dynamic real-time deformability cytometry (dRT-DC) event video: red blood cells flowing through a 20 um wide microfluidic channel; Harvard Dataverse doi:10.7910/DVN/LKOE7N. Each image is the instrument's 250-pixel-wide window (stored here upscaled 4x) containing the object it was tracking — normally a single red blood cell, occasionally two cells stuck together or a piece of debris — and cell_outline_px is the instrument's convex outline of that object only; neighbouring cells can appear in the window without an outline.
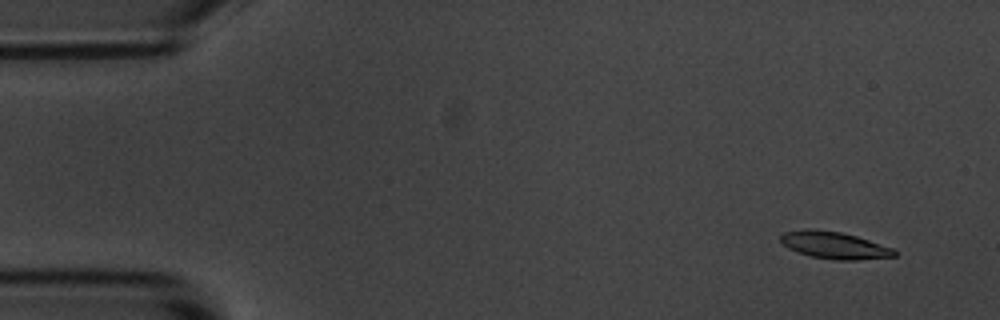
{"species": "common noctule bat (a hibernating species)", "species_latin": "Nyctalus noctula", "temperature_condition": "room temperature", "stored_images_in_passage": 4, "camera_frame_rate_fps": 3000, "um_per_image_px": 0.085, "animal": {"sex": "male", "body_mass_g": 20.1, "forearm_length_mm": 53.5}, "frame": {"image": 1, "passage_image": 1, "time_ms": 0.0, "image_size_px": [1000, 320], "cell_outline_px": [[896, 256], [856, 260], [836, 260], [812, 256], [788, 248], [780, 240], [780, 236], [784, 232], [804, 228], [812, 228], [840, 232], [856, 236], [892, 248], [896, 252]], "centroid_in_image_um": [70.89, 20.83], "position_along_channel_um": 14.1, "area_um2": 17.74}}
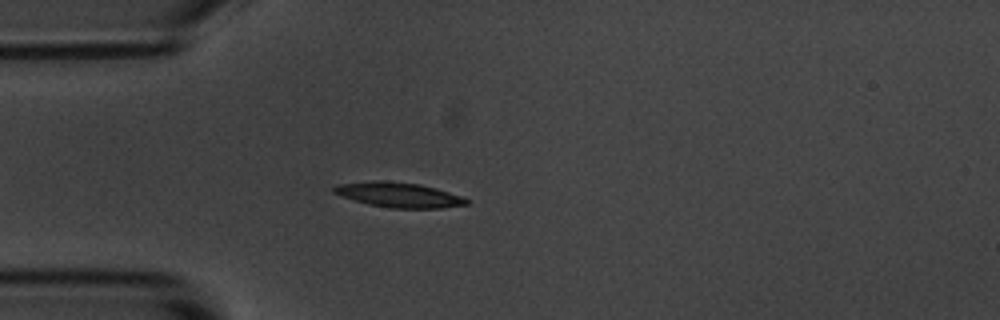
{"frame": {"image": 2, "passage_image": 4, "time_ms": 3.667, "image_size_px": [1000, 320], "cell_outline_px": [[468, 204], [440, 208], [392, 208], [368, 204], [340, 196], [332, 192], [332, 188], [336, 184], [372, 180], [380, 180], [420, 184], [436, 188], [460, 196], [468, 200]], "centroid_in_image_um": [33.82, 16.55], "position_along_channel_um": 51.2, "area_um2": 19.25}}